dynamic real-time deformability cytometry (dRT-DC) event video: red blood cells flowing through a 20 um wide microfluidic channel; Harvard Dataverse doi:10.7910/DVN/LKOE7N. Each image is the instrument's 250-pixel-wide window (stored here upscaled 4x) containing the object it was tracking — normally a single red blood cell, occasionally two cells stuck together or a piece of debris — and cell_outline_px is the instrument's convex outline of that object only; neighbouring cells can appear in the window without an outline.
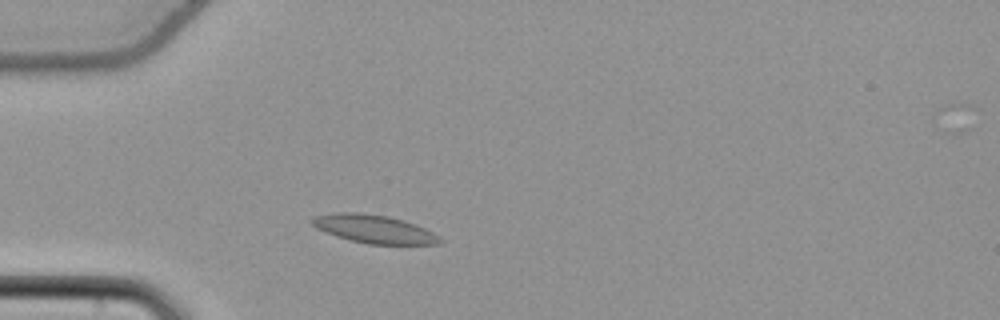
{"species": "common noctule bat (a hibernating species)", "species_latin": "Nyctalus noctula", "temperature_condition": "cold", "stored_images_in_passage": 47, "camera_frame_rate_fps": 3000, "um_per_image_px": 0.085, "animal": {"sex": "female", "body_mass_g": 22.7, "forearm_length_mm": 54.2}, "frame": {"image": 1, "passage_image": 8, "time_ms": 2.333, "image_size_px": [1000, 320], "cell_outline_px": [[444, 240], [440, 244], [368, 244], [348, 240], [336, 236], [316, 228], [308, 220], [312, 216], [336, 212], [360, 212], [388, 216], [404, 220], [416, 224], [432, 232]], "centroid_in_image_um": [31.76, 19.45], "position_along_channel_um": 53.2, "area_um2": 21.27}}
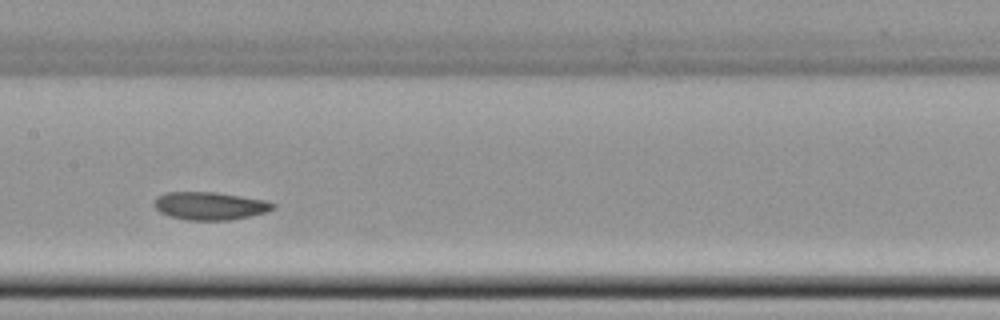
{"frame": {"image": 2, "passage_image": 20, "time_ms": 6.333, "image_size_px": [1000, 320], "cell_outline_px": [[276, 208], [264, 212], [248, 216], [228, 220], [188, 220], [172, 216], [160, 212], [152, 204], [156, 196], [164, 192], [216, 192], [264, 200], [276, 204]], "centroid_in_image_um": [17.8, 17.48], "position_along_channel_um": 189.6, "area_um2": 19.19}}
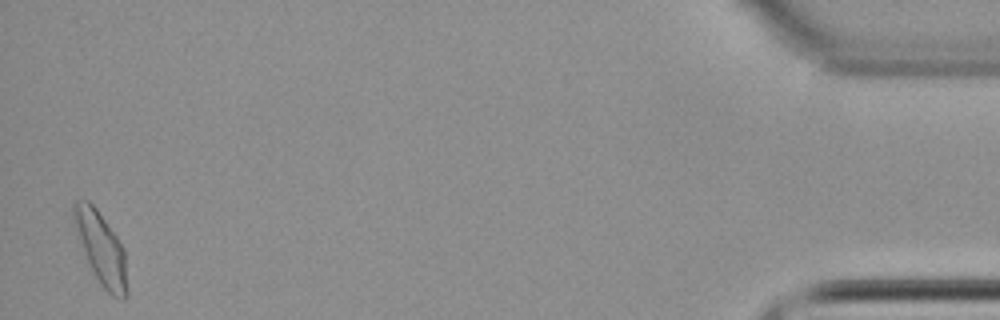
{"frame": {"image": 3, "passage_image": 46, "time_ms": 15.0, "image_size_px": [1000, 320], "cell_outline_px": [[128, 296], [124, 300], [112, 296], [100, 284], [88, 264], [72, 220], [72, 204], [76, 200], [88, 200], [96, 208], [116, 236], [124, 248], [128, 292]], "centroid_in_image_um": [8.59, 21.13], "position_along_channel_um": 426.6, "area_um2": 22.48}, "authors_computed_cell_mechanics": {"area_um2": 19.7676, "velocity_mm_per_s": 3.7584, "shape_relaxation_time_tau1_ms": null, "shape_relaxation_time_tau2_ms": 1.6577, "deformation_change_tau1": null, "deformation_change_tau2": 0.0461}}